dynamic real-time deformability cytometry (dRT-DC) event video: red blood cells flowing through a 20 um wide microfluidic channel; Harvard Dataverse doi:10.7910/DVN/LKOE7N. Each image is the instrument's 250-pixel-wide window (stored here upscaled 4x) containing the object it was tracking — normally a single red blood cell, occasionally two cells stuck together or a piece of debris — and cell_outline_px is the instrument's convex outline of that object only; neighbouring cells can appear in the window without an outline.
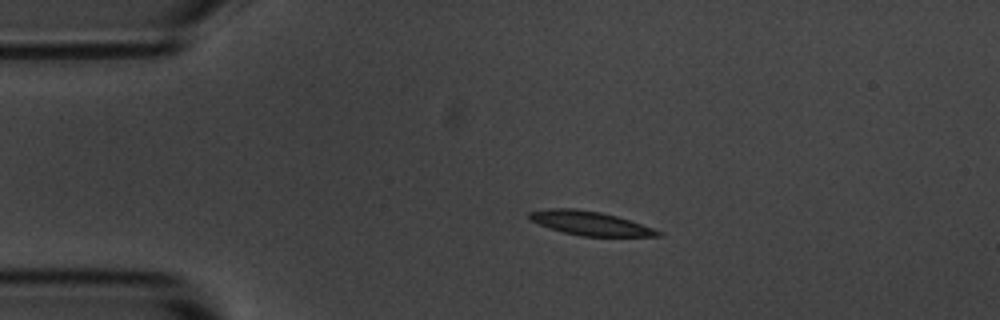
{"species": "common noctule bat (a hibernating species)", "species_latin": "Nyctalus noctula", "temperature_condition": "room temperature", "stored_images_in_passage": 44, "camera_frame_rate_fps": 3000, "um_per_image_px": 0.085, "animal": {"sex": "male", "body_mass_g": 20.1, "forearm_length_mm": 53.5}, "frame": {"image": 1, "passage_image": 1, "time_ms": 0.0, "image_size_px": [1000, 320], "cell_outline_px": [[664, 232], [660, 236], [580, 236], [564, 232], [540, 224], [532, 220], [528, 216], [528, 212], [548, 208], [572, 208], [600, 212], [616, 216]], "centroid_in_image_um": [50.15, 18.97], "position_along_channel_um": 34.9, "area_um2": 17.57}}
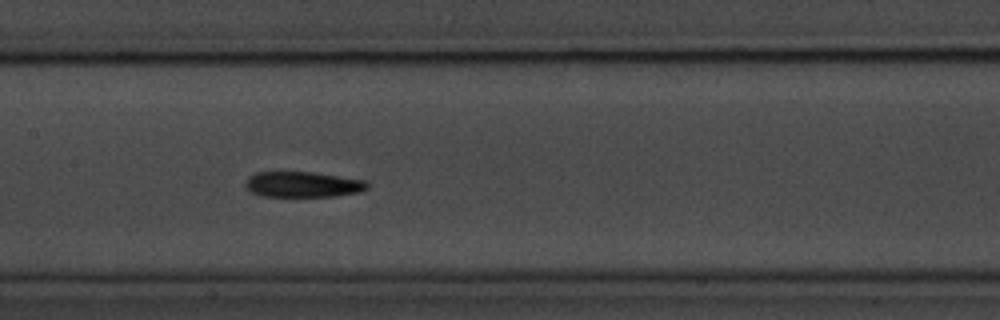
{"frame": {"image": 2, "passage_image": 16, "time_ms": 5.0, "image_size_px": [1000, 320], "cell_outline_px": [[368, 188], [360, 192], [336, 196], [260, 196], [244, 188], [244, 184], [248, 176], [256, 172], [312, 172], [368, 180]], "centroid_in_image_um": [25.73, 15.67], "position_along_channel_um": 181.7, "area_um2": 18.38}}
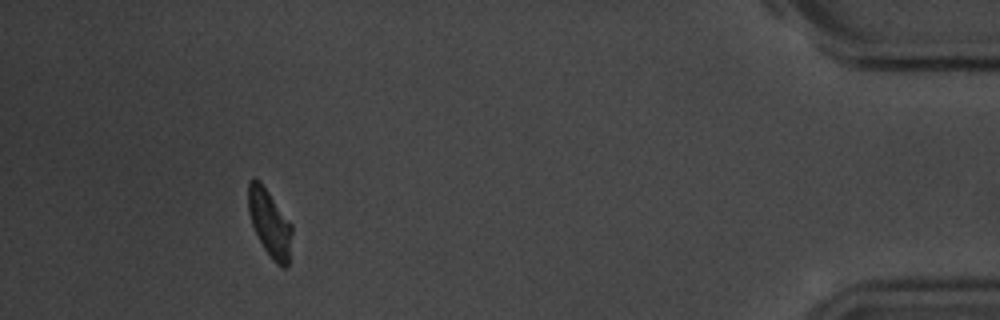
{"frame": {"image": 3, "passage_image": 40, "time_ms": 13.0, "image_size_px": [1000, 320], "cell_outline_px": [[292, 232], [288, 264], [284, 268], [280, 268], [272, 260], [264, 248], [252, 224], [248, 212], [248, 180], [252, 176], [260, 180], [292, 224]], "centroid_in_image_um": [22.91, 18.93], "position_along_channel_um": 412.3, "area_um2": 17.17}, "authors_computed_cell_mechanics": {"area_um2": 18.0914, "velocity_mm_per_s": 3.6636, "shape_relaxation_time_tau1_ms": 3.6681, "shape_relaxation_time_tau2_ms": null, "deformation_change_tau1": 0.1662, "deformation_change_tau2": null}}